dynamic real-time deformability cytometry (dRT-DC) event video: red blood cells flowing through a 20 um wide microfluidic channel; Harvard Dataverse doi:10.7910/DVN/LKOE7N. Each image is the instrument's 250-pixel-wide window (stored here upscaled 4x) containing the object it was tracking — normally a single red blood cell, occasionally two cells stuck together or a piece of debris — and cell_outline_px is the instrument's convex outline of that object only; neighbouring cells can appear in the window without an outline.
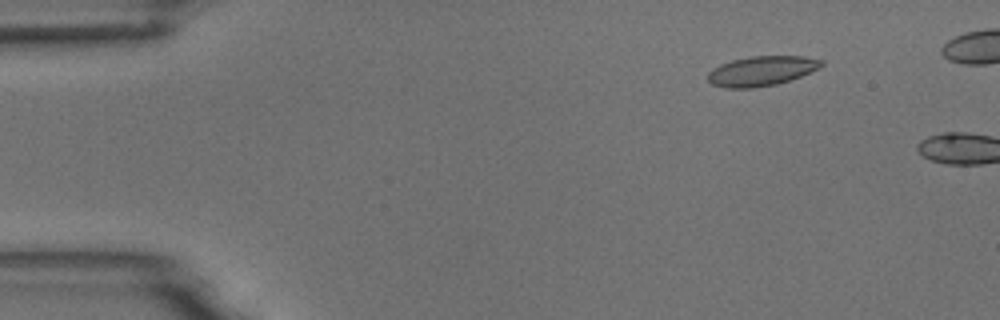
{"species": "common noctule bat (a hibernating species)", "species_latin": "Nyctalus noctula", "temperature_condition": "room temperature", "stored_images_in_passage": 3, "camera_frame_rate_fps": 3000, "um_per_image_px": 0.085, "animal": {"sex": "male", "body_mass_g": 18.8}, "frame": {"image": 1, "passage_image": 2, "time_ms": 1.333, "image_size_px": [1000, 320], "cell_outline_px": [[824, 64], [820, 68], [800, 76], [776, 84], [752, 88], [728, 88], [712, 84], [708, 80], [708, 72], [712, 68], [720, 64], [732, 60], [752, 56], [804, 56], [824, 60]], "centroid_in_image_um": [64.74, 6.02], "position_along_channel_um": 20.3, "area_um2": 19.65}}